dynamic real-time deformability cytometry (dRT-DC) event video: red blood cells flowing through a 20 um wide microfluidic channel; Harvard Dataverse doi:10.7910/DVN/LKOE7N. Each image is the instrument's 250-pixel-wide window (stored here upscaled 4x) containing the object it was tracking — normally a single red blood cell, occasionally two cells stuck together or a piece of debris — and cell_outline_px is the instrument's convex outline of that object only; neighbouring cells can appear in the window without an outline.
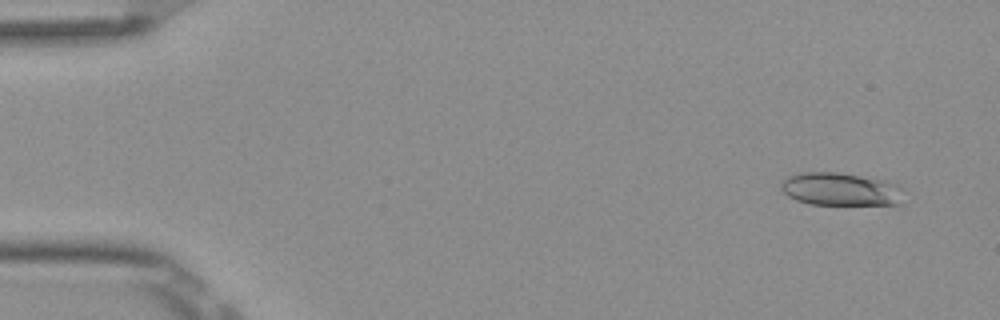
{"species": "Egyptian fruit bat (a non-hibernating species)", "species_latin": "Rousettus aegyptiacus", "temperature_condition": "room temperature", "stored_images_in_passage": 5, "camera_frame_rate_fps": 3000, "um_per_image_px": 0.085, "frame": {"image": 1, "passage_image": 1, "time_ms": 0.0, "image_size_px": [1000, 320], "cell_outline_px": [[904, 188], [900, 204], [808, 204], [796, 200], [788, 196], [780, 188], [780, 184], [788, 176], [800, 172], [840, 172], [888, 180]], "centroid_in_image_um": [71.46, 16.06], "position_along_channel_um": 13.5, "area_um2": 23.81}}
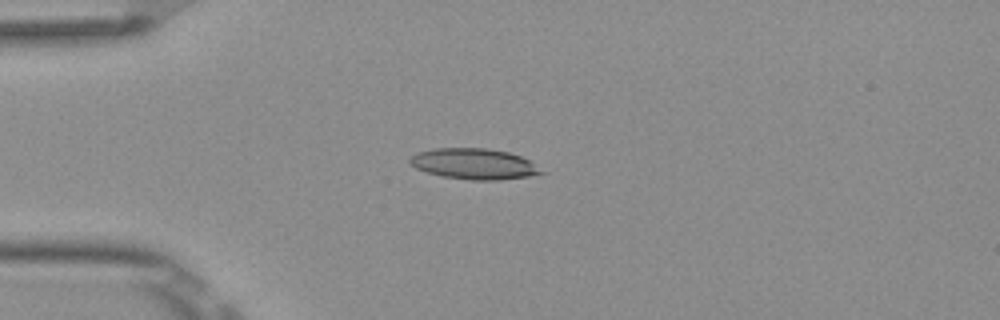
{"frame": {"image": 2, "passage_image": 4, "time_ms": 1.0, "image_size_px": [1000, 320], "cell_outline_px": [[548, 172], [528, 176], [496, 180], [472, 180], [440, 176], [416, 168], [408, 160], [416, 152], [432, 148], [488, 148], [508, 152], [520, 156], [528, 160]], "centroid_in_image_um": [40.3, 13.92], "position_along_channel_um": 44.7, "area_um2": 23.58}}
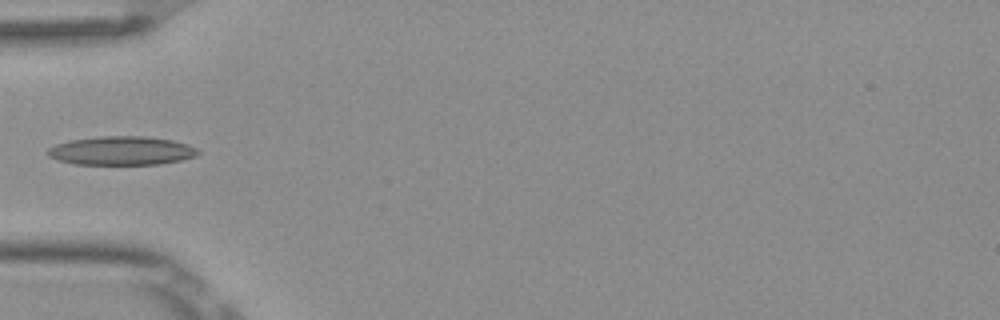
{"frame": {"image": 3, "passage_image": 5, "time_ms": 1.333, "image_size_px": [1000, 320], "cell_outline_px": [[200, 152], [196, 156], [180, 160], [160, 164], [76, 164], [56, 160], [48, 156], [44, 152], [48, 148], [56, 144], [68, 140], [100, 136], [144, 136], [172, 140], [188, 144], [196, 148]], "centroid_in_image_um": [10.28, 12.8], "position_along_channel_um": 74.7, "area_um2": 25.32}}